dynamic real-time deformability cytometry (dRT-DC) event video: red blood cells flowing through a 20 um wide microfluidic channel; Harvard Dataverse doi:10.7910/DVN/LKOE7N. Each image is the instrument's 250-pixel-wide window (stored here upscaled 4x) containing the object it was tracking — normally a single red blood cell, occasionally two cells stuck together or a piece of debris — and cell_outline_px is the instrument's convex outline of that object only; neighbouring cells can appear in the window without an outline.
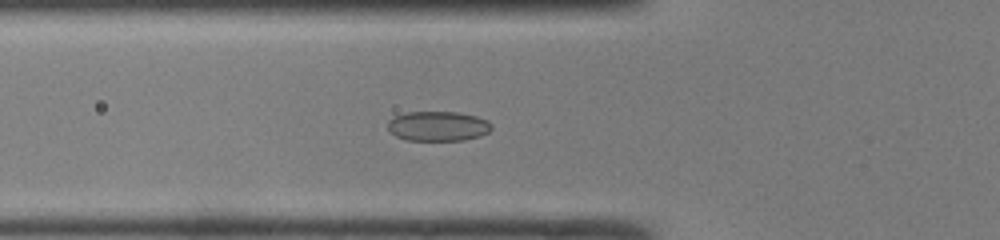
{"species": "common noctule bat (a hibernating species)", "species_latin": "Nyctalus noctula", "temperature_condition": "room temperature", "stored_images_in_passage": 50, "camera_frame_rate_fps": 3000, "um_per_image_px": 0.085, "animal": {"sex": "male", "body_mass_g": 19.0, "forearm_length_mm": 50.8}, "frame": {"image": 1, "passage_image": 18, "time_ms": 5.667, "image_size_px": [1000, 240], "cell_outline_px": [[492, 128], [488, 132], [480, 136], [464, 140], [404, 140], [396, 136], [388, 128], [388, 120], [396, 116], [408, 112], [460, 112], [476, 116], [488, 120], [492, 124]], "centroid_in_image_um": [37.26, 10.72], "position_along_channel_um": 88.5, "area_um2": 18.03}}
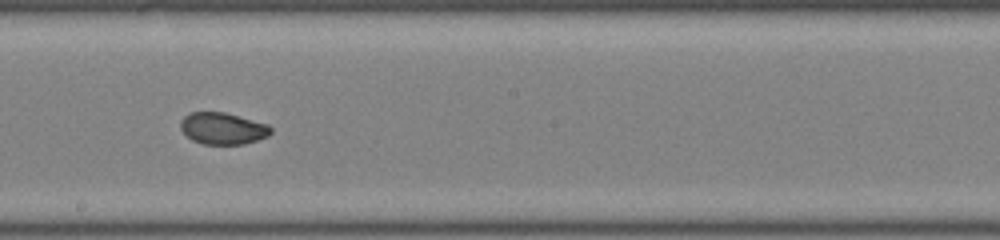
{"frame": {"image": 2, "passage_image": 28, "time_ms": 9.0, "image_size_px": [1000, 240], "cell_outline_px": [[272, 132], [268, 136], [244, 144], [204, 144], [192, 140], [180, 128], [180, 120], [184, 116], [192, 112], [224, 112], [268, 124], [272, 128]], "centroid_in_image_um": [18.94, 10.91], "position_along_channel_um": 229.3, "area_um2": 16.65}}
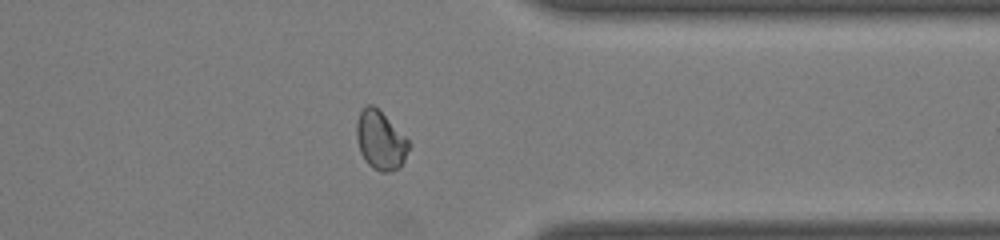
{"frame": {"image": 3, "passage_image": 39, "time_ms": 12.667, "image_size_px": [1000, 240], "cell_outline_px": [[412, 144], [400, 168], [392, 172], [380, 172], [372, 168], [364, 160], [360, 152], [356, 136], [356, 124], [360, 112], [368, 104], [372, 104]], "centroid_in_image_um": [32.34, 11.99], "position_along_channel_um": 379.1, "area_um2": 17.74}, "authors_computed_cell_mechanics": {"area_um2": 18.0914, "velocity_mm_per_s": 4.222, "shape_relaxation_time_tau1_ms": null, "shape_relaxation_time_tau2_ms": 1.0857, "deformation_change_tau1": null, "deformation_change_tau2": 0.0446}}